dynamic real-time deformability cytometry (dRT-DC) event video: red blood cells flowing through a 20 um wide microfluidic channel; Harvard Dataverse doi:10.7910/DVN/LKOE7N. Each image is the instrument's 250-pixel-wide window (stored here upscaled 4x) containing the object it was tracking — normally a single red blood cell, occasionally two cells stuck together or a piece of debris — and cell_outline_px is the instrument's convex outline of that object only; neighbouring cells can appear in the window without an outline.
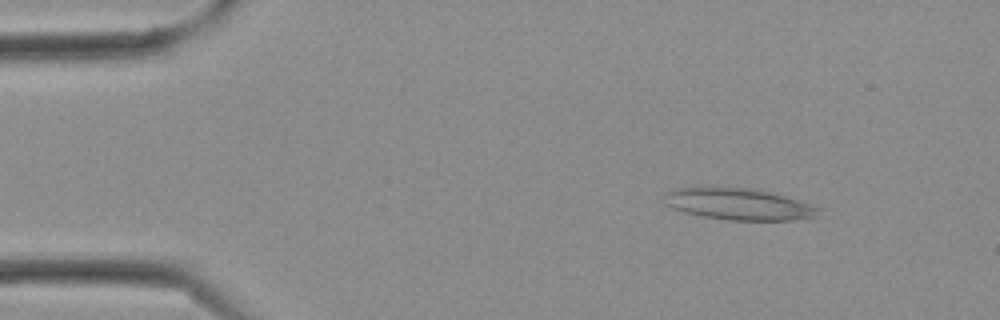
{"species": "Egyptian fruit bat (a non-hibernating species)", "species_latin": "Rousettus aegyptiacus", "temperature_condition": "cold", "stored_images_in_passage": 30, "camera_frame_rate_fps": 3000, "um_per_image_px": 0.085, "frame": {"image": 1, "passage_image": 4, "time_ms": 1.0, "image_size_px": [1000, 320], "cell_outline_px": [[824, 208], [816, 216], [796, 220], [728, 220], [704, 216], [684, 212], [672, 208], [664, 204], [664, 192], [676, 188], [748, 188], [768, 192], [784, 196], [812, 204]], "centroid_in_image_um": [62.8, 17.36], "position_along_channel_um": 22.2, "area_um2": 28.21}}
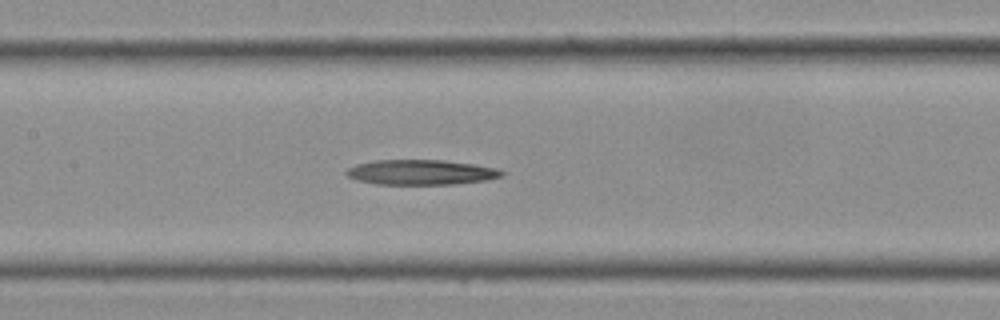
{"frame": {"image": 2, "passage_image": 14, "time_ms": 4.333, "image_size_px": [1000, 320], "cell_outline_px": [[508, 172], [504, 176], [484, 180], [452, 184], [376, 184], [356, 180], [348, 176], [344, 172], [348, 168], [356, 164], [372, 160], [444, 160], [472, 164], [496, 168]], "centroid_in_image_um": [35.77, 14.64], "position_along_channel_um": 171.6, "area_um2": 22.72}}
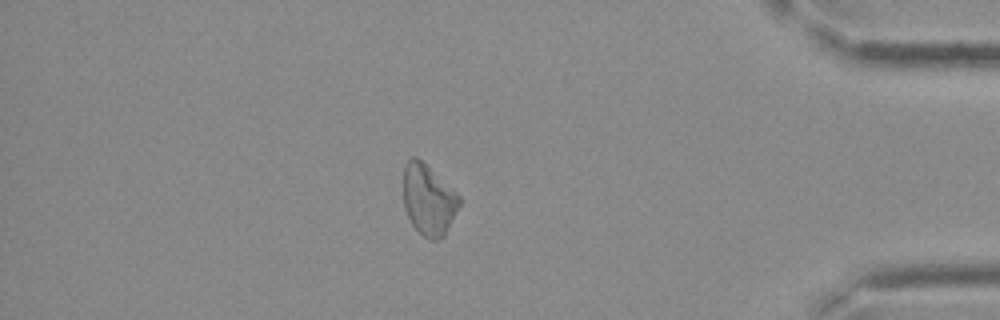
{"frame": {"image": 3, "passage_image": 26, "time_ms": 8.333, "image_size_px": [1000, 320], "cell_outline_px": [[460, 204], [444, 236], [436, 240], [428, 240], [412, 224], [404, 208], [404, 164], [412, 156], [416, 156], [456, 192], [460, 196]], "centroid_in_image_um": [36.41, 16.99], "position_along_channel_um": 398.8, "area_um2": 22.72}}